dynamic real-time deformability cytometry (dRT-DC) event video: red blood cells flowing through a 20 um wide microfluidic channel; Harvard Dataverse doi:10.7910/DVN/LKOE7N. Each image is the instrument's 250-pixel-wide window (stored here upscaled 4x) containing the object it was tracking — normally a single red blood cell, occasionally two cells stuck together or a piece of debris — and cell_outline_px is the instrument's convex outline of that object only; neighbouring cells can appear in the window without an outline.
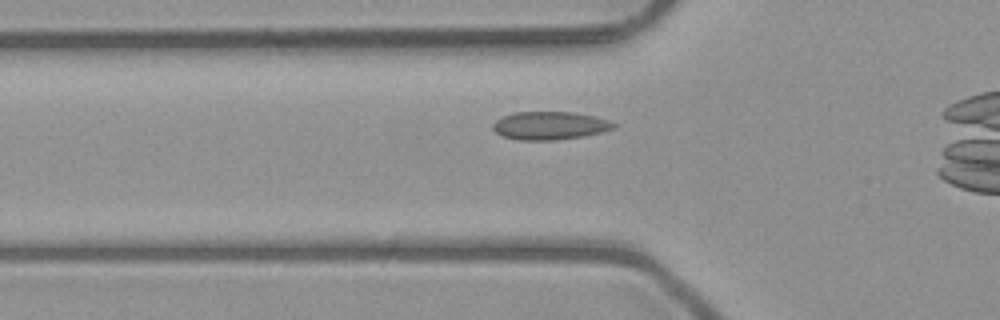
{"species": "common noctule bat (a hibernating species)", "species_latin": "Nyctalus noctula", "temperature_condition": "room temperature", "stored_images_in_passage": 38, "camera_frame_rate_fps": 3000, "um_per_image_px": 0.085, "animal": {"sex": "male", "body_mass_g": 23.1, "forearm_length_mm": 52.7}, "frame": {"image": 1, "passage_image": 13, "time_ms": 4.0, "image_size_px": [1000, 320], "cell_outline_px": [[616, 124], [612, 128], [600, 132], [584, 136], [556, 140], [520, 140], [504, 136], [496, 132], [492, 128], [492, 124], [496, 120], [512, 112], [572, 112], [596, 116], [608, 120]], "centroid_in_image_um": [46.71, 10.67], "position_along_channel_um": 79.1, "area_um2": 19.65}}
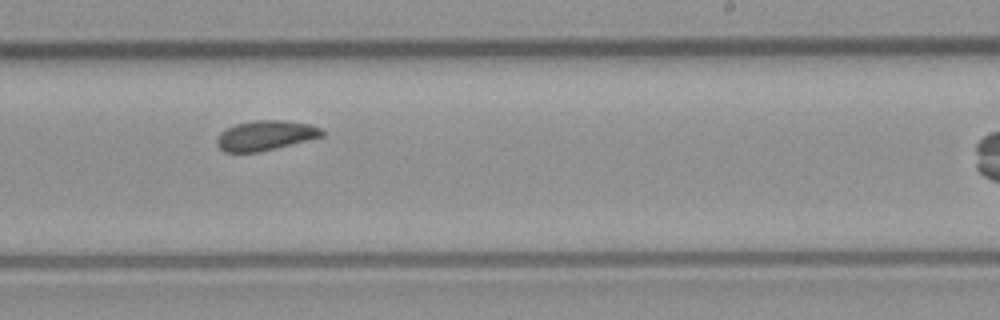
{"frame": {"image": 2, "passage_image": 27, "time_ms": 8.667, "image_size_px": [1000, 320], "cell_outline_px": [[324, 136], [256, 152], [224, 152], [216, 144], [216, 140], [220, 132], [236, 124], [252, 120], [284, 120], [308, 124], [320, 128], [324, 132]], "centroid_in_image_um": [22.53, 11.5], "position_along_channel_um": 266.5, "area_um2": 18.03}}
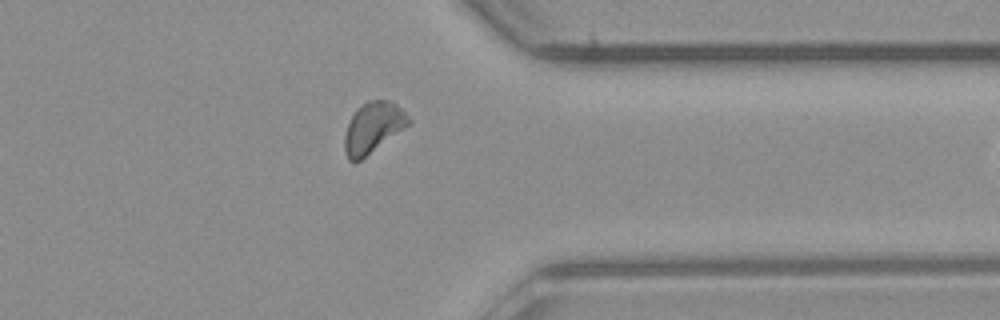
{"frame": {"image": 3, "passage_image": 36, "time_ms": 11.667, "image_size_px": [1000, 320], "cell_outline_px": [[412, 120], [404, 128], [360, 160], [348, 160], [344, 152], [344, 136], [348, 124], [352, 116], [368, 100], [392, 100]], "centroid_in_image_um": [31.7, 10.84], "position_along_channel_um": 379.7, "area_um2": 18.38}}